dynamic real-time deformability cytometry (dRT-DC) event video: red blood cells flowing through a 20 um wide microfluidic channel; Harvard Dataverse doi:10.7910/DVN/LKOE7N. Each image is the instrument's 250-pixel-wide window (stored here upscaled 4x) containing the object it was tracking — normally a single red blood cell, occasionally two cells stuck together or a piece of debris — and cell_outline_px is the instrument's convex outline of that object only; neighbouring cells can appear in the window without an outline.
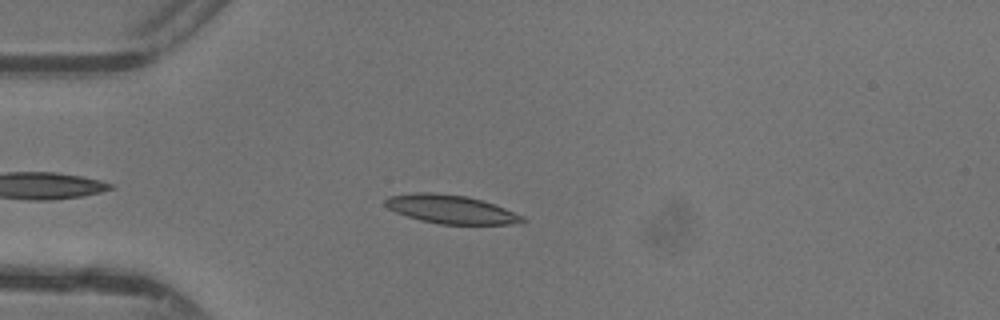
{"species": "common noctule bat (a hibernating species)", "species_latin": "Nyctalus noctula", "temperature_condition": "warm", "stored_images_in_passage": 37, "camera_frame_rate_fps": 3000, "um_per_image_px": 0.085, "animal": {"sex": "female"}, "frame": {"image": 1, "passage_image": 6, "time_ms": 1.667, "image_size_px": [1000, 320], "cell_outline_px": [[528, 220], [520, 224], [440, 224], [420, 220], [396, 212], [388, 208], [384, 204], [384, 200], [388, 196], [412, 192], [428, 192], [468, 196], [504, 208], [524, 216]], "centroid_in_image_um": [38.32, 17.79], "position_along_channel_um": 46.7, "area_um2": 22.83}}
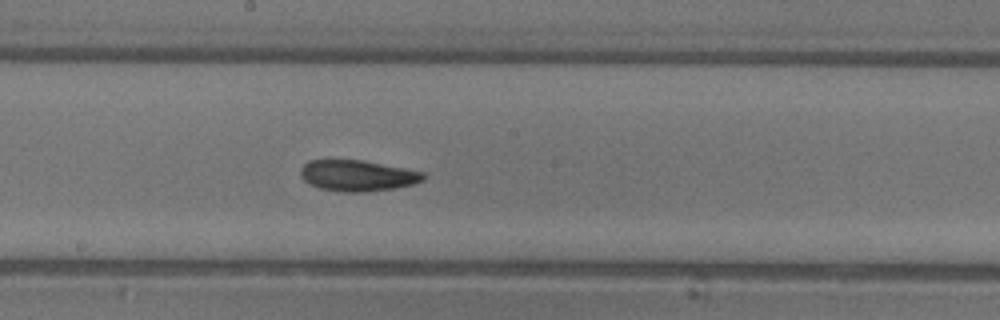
{"frame": {"image": 2, "passage_image": 19, "time_ms": 6.0, "image_size_px": [1000, 320], "cell_outline_px": [[428, 176], [424, 180], [412, 184], [396, 188], [360, 192], [344, 192], [320, 188], [308, 184], [300, 176], [300, 168], [308, 160], [364, 160], [424, 172]], "centroid_in_image_um": [30.39, 14.92], "position_along_channel_um": 217.8, "area_um2": 22.31}}
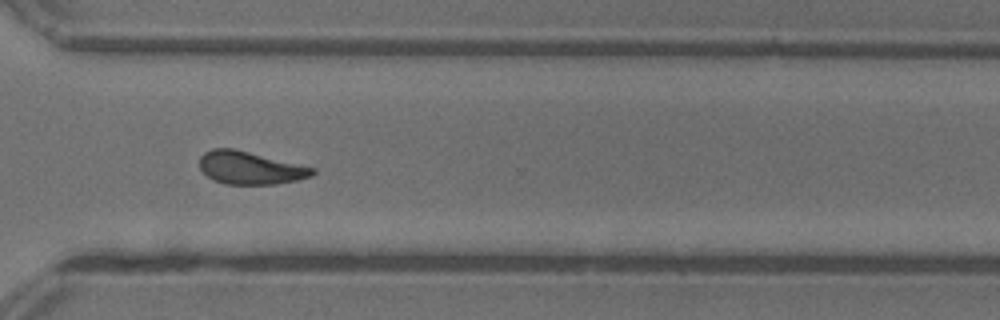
{"frame": {"image": 3, "passage_image": 28, "time_ms": 9.0, "image_size_px": [1000, 320], "cell_outline_px": [[316, 172], [312, 176], [296, 180], [276, 184], [224, 184], [212, 180], [200, 168], [200, 156], [204, 152], [212, 148], [232, 148], [316, 168]], "centroid_in_image_um": [21.25, 14.27], "position_along_channel_um": 349.3, "area_um2": 21.5}, "authors_computed_cell_mechanics": {"area_um2": 21.8484, "velocity_mm_per_s": 4.3974, "shape_relaxation_time_tau1_ms": 6.9036, "shape_relaxation_time_tau2_ms": 4.0345, "deformation_change_tau1": 0.1902, "deformation_change_tau2": 0.117}}